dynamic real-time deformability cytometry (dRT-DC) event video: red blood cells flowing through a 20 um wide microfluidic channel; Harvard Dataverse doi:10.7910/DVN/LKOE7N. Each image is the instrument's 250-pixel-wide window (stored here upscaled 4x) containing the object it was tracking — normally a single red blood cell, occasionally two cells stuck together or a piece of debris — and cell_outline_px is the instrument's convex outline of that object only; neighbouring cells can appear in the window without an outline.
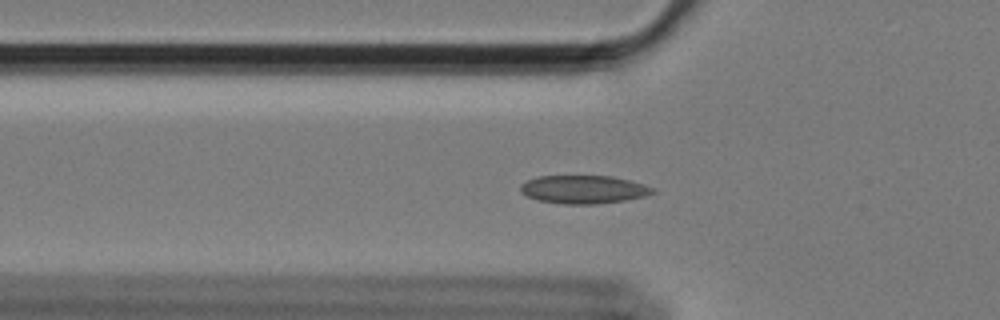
{"species": "Egyptian fruit bat (a non-hibernating species)", "species_latin": "Rousettus aegyptiacus", "temperature_condition": "cold", "stored_images_in_passage": 58, "camera_frame_rate_fps": 3000, "um_per_image_px": 0.085, "animal": {"sex": "female"}, "frame": {"image": 1, "passage_image": 19, "time_ms": 6.0, "image_size_px": [1000, 320], "cell_outline_px": [[656, 192], [644, 196], [624, 200], [596, 204], [564, 204], [536, 200], [520, 192], [520, 184], [528, 180], [540, 176], [612, 176], [644, 184], [656, 188]], "centroid_in_image_um": [49.61, 16.1], "position_along_channel_um": 76.2, "area_um2": 21.73}}
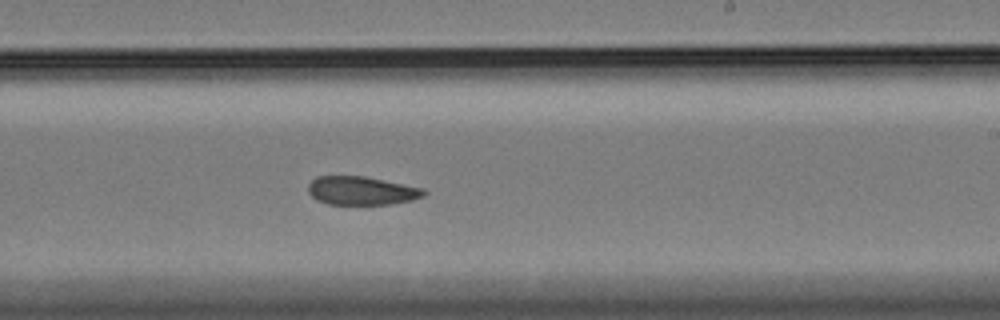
{"frame": {"image": 2, "passage_image": 35, "time_ms": 11.333, "image_size_px": [1000, 320], "cell_outline_px": [[428, 192], [424, 196], [412, 200], [392, 204], [328, 204], [316, 200], [308, 192], [308, 184], [316, 176], [364, 176], [424, 188]], "centroid_in_image_um": [30.74, 16.21], "position_along_channel_um": 258.3, "area_um2": 19.31}}
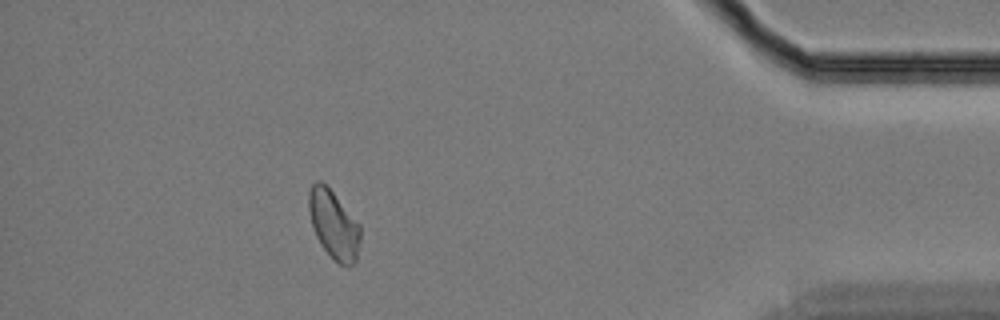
{"frame": {"image": 3, "passage_image": 52, "time_ms": 17.0, "image_size_px": [1000, 320], "cell_outline_px": [[360, 244], [356, 260], [352, 264], [340, 264], [320, 244], [316, 236], [312, 224], [308, 208], [308, 192], [312, 184], [316, 180], [320, 180], [332, 192], [360, 224]], "centroid_in_image_um": [28.36, 19.06], "position_along_channel_um": 406.8, "area_um2": 20.17}, "authors_computed_cell_mechanics": {"area_um2": 20.808, "velocity_mm_per_s": 3.4041, "shape_relaxation_time_tau1_ms": null, "shape_relaxation_time_tau2_ms": 4.6437, "deformation_change_tau1": null, "deformation_change_tau2": 0.0786}}